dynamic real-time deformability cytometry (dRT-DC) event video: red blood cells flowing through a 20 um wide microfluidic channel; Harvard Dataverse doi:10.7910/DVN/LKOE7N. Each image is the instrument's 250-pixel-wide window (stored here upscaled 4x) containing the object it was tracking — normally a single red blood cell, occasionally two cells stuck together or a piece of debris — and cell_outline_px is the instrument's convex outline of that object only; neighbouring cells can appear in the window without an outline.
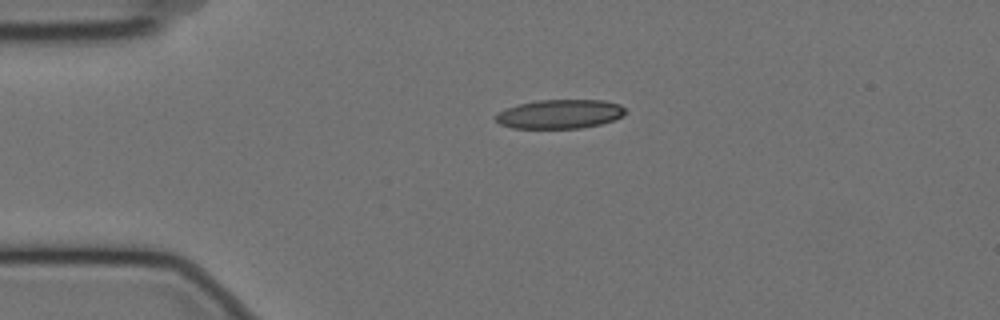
{"species": "Egyptian fruit bat (a non-hibernating species)", "species_latin": "Rousettus aegyptiacus", "temperature_condition": "cold", "stored_images_in_passage": 42, "camera_frame_rate_fps": 3000, "um_per_image_px": 0.085, "animal": {"sex": "female"}, "frame": {"image": 1, "passage_image": 1, "time_ms": 0.0, "image_size_px": [1000, 320], "cell_outline_px": [[628, 112], [624, 116], [600, 124], [580, 128], [512, 128], [500, 124], [492, 116], [496, 112], [504, 108], [536, 100], [604, 100], [620, 104]], "centroid_in_image_um": [47.56, 9.69], "position_along_channel_um": 37.4, "area_um2": 22.2}}
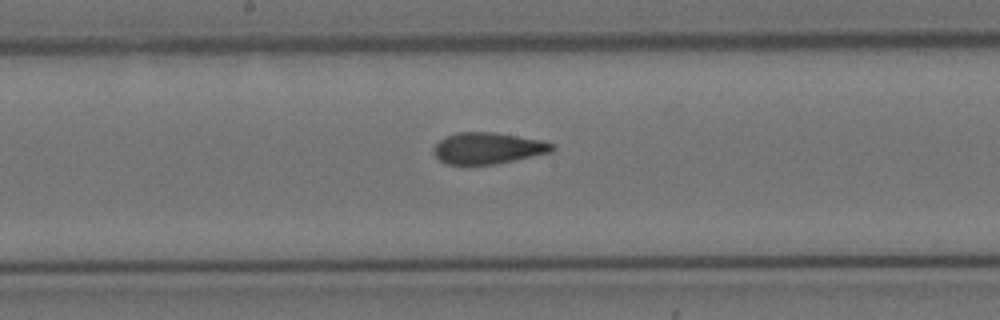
{"frame": {"image": 2, "passage_image": 18, "time_ms": 5.667, "image_size_px": [1000, 320], "cell_outline_px": [[556, 148], [552, 152], [496, 164], [448, 164], [440, 160], [432, 152], [432, 148], [444, 136], [456, 132], [492, 132], [540, 140], [552, 144]], "centroid_in_image_um": [41.44, 12.59], "position_along_channel_um": 206.8, "area_um2": 21.56}}
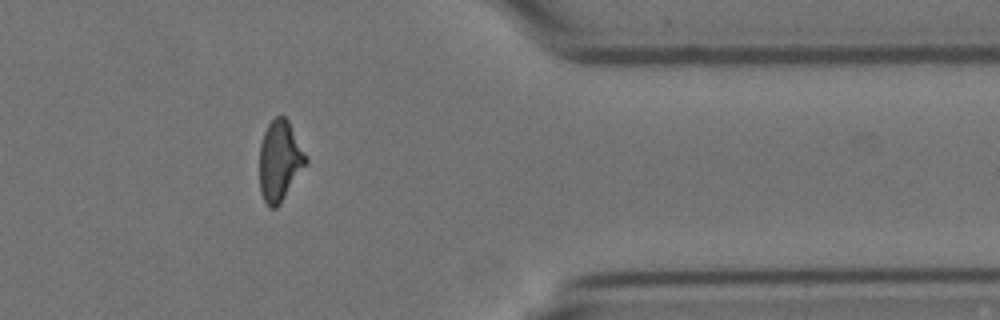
{"frame": {"image": 3, "passage_image": 35, "time_ms": 11.333, "image_size_px": [1000, 320], "cell_outline_px": [[308, 164], [280, 204], [276, 208], [268, 208], [260, 192], [260, 144], [264, 132], [268, 124], [276, 116], [284, 116], [288, 120], [308, 160]], "centroid_in_image_um": [23.78, 13.71], "position_along_channel_um": 387.6, "area_um2": 21.79}}